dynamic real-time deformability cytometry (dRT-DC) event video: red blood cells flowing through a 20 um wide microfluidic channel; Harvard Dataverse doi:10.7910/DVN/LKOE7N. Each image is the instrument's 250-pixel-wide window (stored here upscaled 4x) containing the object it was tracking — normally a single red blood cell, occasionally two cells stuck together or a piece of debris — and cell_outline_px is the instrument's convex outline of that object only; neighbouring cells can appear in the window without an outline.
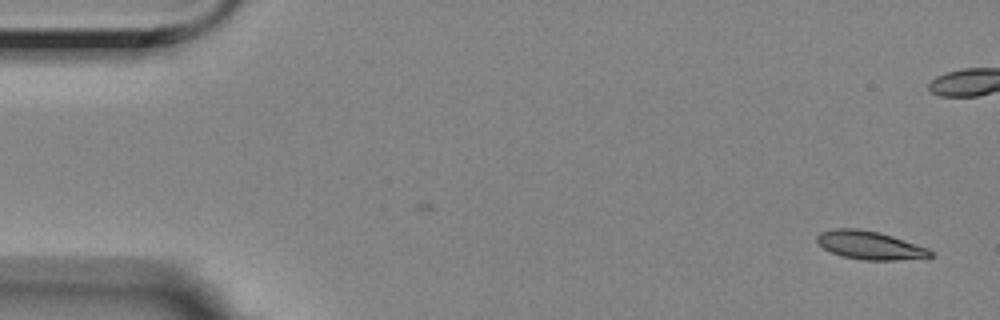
{"species": "Egyptian fruit bat (a non-hibernating species)", "species_latin": "Rousettus aegyptiacus", "temperature_condition": "room temperature", "stored_images_in_passage": 2, "camera_frame_rate_fps": 3000, "um_per_image_px": 0.085, "animal": {"sex": "female"}, "frame": {"image": 1, "passage_image": 2, "time_ms": 0.333, "image_size_px": [1000, 320], "cell_outline_px": [[932, 256], [896, 260], [864, 260], [844, 256], [832, 252], [824, 248], [816, 240], [816, 236], [820, 232], [836, 228], [856, 228], [880, 232], [928, 248], [932, 252]], "centroid_in_image_um": [73.91, 20.83], "position_along_channel_um": 11.1, "area_um2": 18.44}}